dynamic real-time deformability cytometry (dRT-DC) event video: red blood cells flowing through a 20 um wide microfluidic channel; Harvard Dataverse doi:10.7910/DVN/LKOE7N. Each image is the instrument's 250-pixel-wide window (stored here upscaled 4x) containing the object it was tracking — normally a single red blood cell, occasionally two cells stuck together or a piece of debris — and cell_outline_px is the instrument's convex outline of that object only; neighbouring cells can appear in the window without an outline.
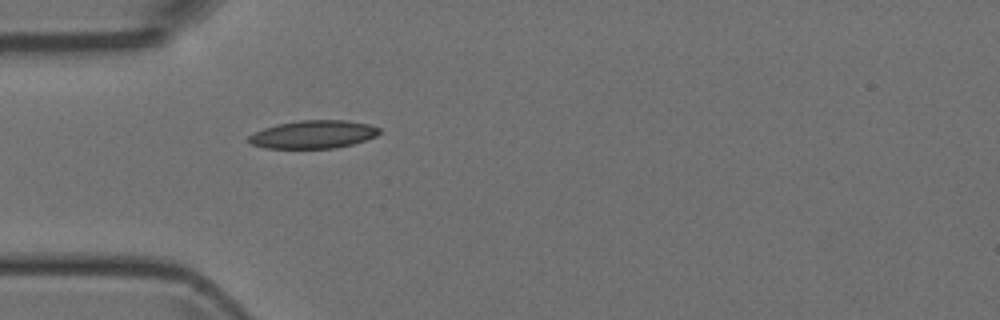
{"species": "Egyptian fruit bat (a non-hibernating species)", "species_latin": "Rousettus aegyptiacus", "temperature_condition": "room temperature", "stored_images_in_passage": 37, "camera_frame_rate_fps": 3000, "um_per_image_px": 0.085, "animal": {"sex": "female"}, "frame": {"image": 1, "passage_image": 1, "time_ms": 0.0, "image_size_px": [1000, 320], "cell_outline_px": [[380, 132], [376, 136], [352, 144], [336, 148], [264, 148], [252, 144], [248, 140], [248, 136], [252, 132], [276, 124], [300, 120], [344, 120], [368, 124], [380, 128]], "centroid_in_image_um": [26.6, 11.42], "position_along_channel_um": 58.4, "area_um2": 21.33}}
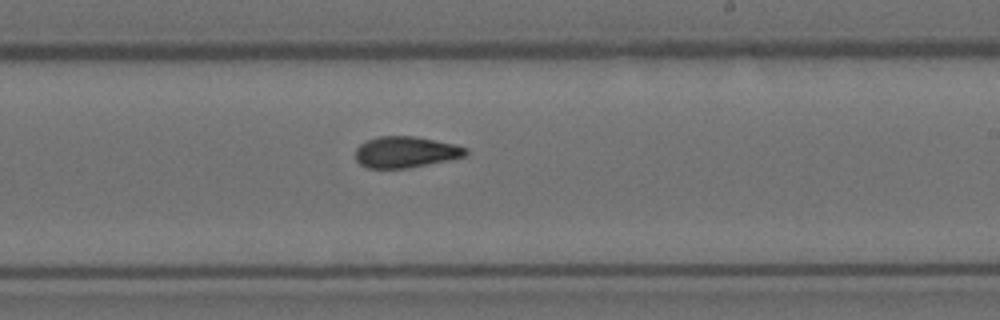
{"frame": {"image": 2, "passage_image": 16, "time_ms": 5.0, "image_size_px": [1000, 320], "cell_outline_px": [[468, 152], [464, 156], [448, 160], [408, 168], [368, 168], [360, 164], [356, 160], [356, 148], [360, 144], [368, 140], [380, 136], [416, 136], [456, 144], [468, 148]], "centroid_in_image_um": [34.49, 12.92], "position_along_channel_um": 254.5, "area_um2": 20.06}}
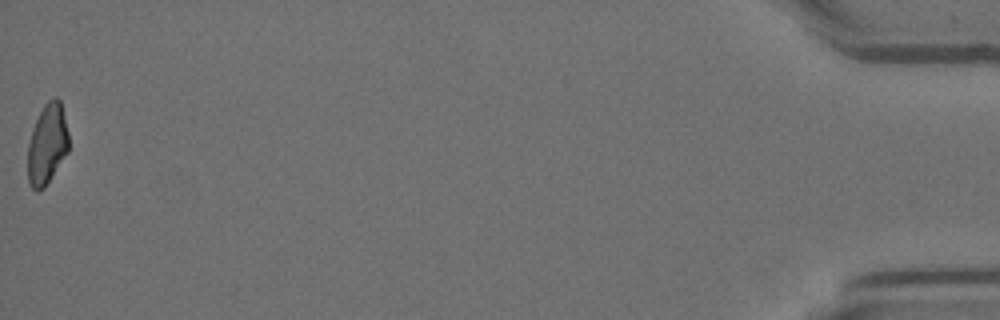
{"frame": {"image": 3, "passage_image": 37, "time_ms": 12.0, "image_size_px": [1000, 320], "cell_outline_px": [[68, 152], [44, 188], [36, 192], [32, 188], [28, 180], [28, 144], [32, 128], [44, 104], [48, 100], [56, 96], [60, 100], [68, 132]], "centroid_in_image_um": [4.0, 12.25], "position_along_channel_um": 431.2, "area_um2": 19.13}}